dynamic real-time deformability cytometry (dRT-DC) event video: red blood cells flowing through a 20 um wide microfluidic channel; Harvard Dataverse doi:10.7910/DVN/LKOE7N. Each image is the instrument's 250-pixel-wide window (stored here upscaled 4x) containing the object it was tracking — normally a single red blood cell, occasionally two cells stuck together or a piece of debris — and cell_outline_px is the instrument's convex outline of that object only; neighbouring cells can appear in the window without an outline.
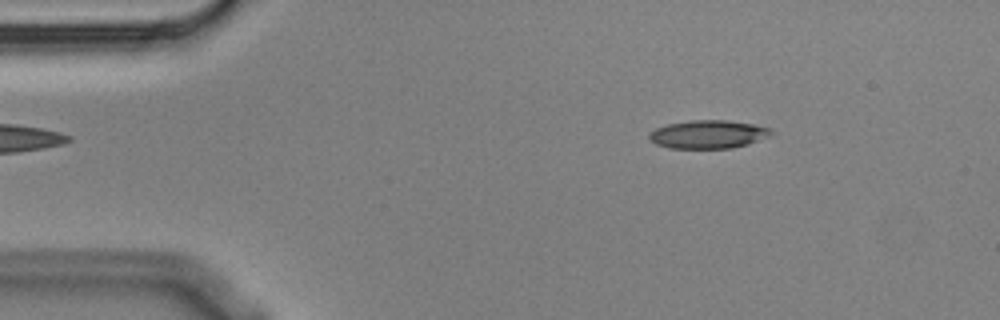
{"species": "Egyptian fruit bat (a non-hibernating species)", "species_latin": "Rousettus aegyptiacus", "temperature_condition": "cold", "stored_images_in_passage": 5, "camera_frame_rate_fps": 3000, "um_per_image_px": 0.085, "animal": {"sex": "male"}, "frame": {"image": 1, "passage_image": 2, "time_ms": 0.333, "image_size_px": [1000, 320], "cell_outline_px": [[776, 132], [772, 136], [748, 144], [732, 148], [668, 148], [656, 144], [648, 140], [648, 132], [656, 128], [668, 124], [692, 120], [728, 120], [756, 124], [772, 128]], "centroid_in_image_um": [60.24, 11.41], "position_along_channel_um": 24.8, "area_um2": 20.52}}
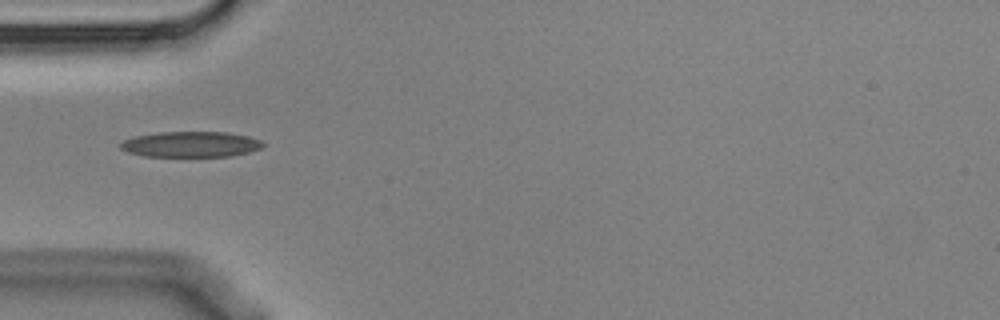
{"frame": {"image": 2, "passage_image": 4, "time_ms": 1.0, "image_size_px": [1000, 320], "cell_outline_px": [[264, 144], [260, 148], [248, 152], [232, 156], [144, 156], [128, 152], [120, 148], [120, 144], [124, 140], [136, 136], [160, 132], [224, 132], [248, 136], [260, 140]], "centroid_in_image_um": [16.21, 12.26], "position_along_channel_um": 68.8, "area_um2": 21.04}}
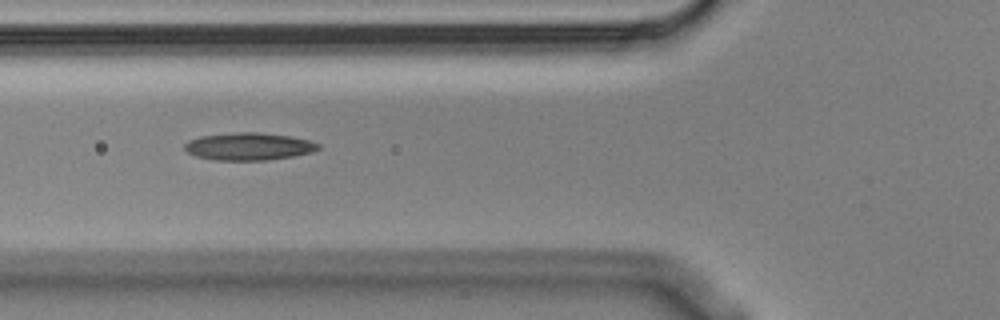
{"frame": {"image": 3, "passage_image": 5, "time_ms": 1.333, "image_size_px": [1000, 320], "cell_outline_px": [[320, 148], [312, 152], [292, 156], [264, 160], [216, 160], [196, 156], [188, 152], [184, 148], [184, 144], [188, 140], [200, 136], [236, 132], [260, 132], [288, 136], [308, 140], [320, 144]], "centroid_in_image_um": [21.12, 12.44], "position_along_channel_um": 104.7, "area_um2": 21.27}}